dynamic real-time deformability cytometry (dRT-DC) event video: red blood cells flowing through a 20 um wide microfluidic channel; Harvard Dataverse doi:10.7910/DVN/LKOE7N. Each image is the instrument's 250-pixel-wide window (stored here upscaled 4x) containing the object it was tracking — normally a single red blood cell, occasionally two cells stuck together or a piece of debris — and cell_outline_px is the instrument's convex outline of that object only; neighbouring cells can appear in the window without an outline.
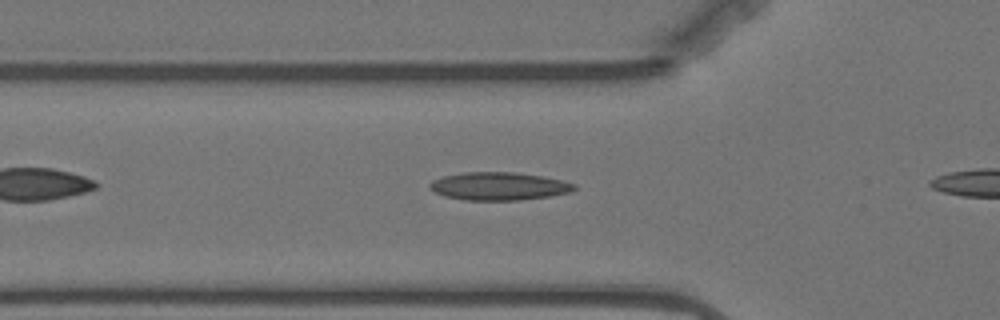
{"species": "Egyptian fruit bat (a non-hibernating species)", "species_latin": "Rousettus aegyptiacus", "temperature_condition": "warm", "stored_images_in_passage": 18, "camera_frame_rate_fps": 3000, "um_per_image_px": 0.085, "animal": {"sex": "female"}, "frame": {"image": 1, "passage_image": 2, "time_ms": 0.333, "image_size_px": [1000, 320], "cell_outline_px": [[576, 188], [572, 192], [548, 196], [520, 200], [464, 200], [444, 196], [428, 188], [428, 184], [432, 180], [444, 176], [464, 172], [512, 172], [540, 176], [560, 180], [576, 184]], "centroid_in_image_um": [42.37, 15.83], "position_along_channel_um": 83.4, "area_um2": 23.47}}
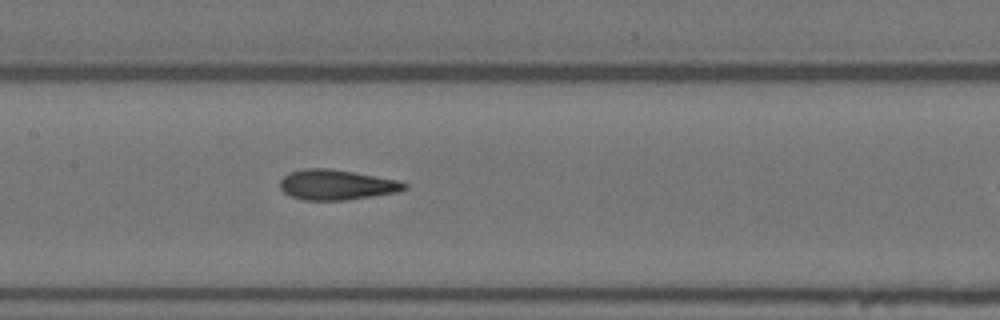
{"frame": {"image": 2, "passage_image": 10, "time_ms": 3.0, "image_size_px": [1000, 320], "cell_outline_px": [[408, 188], [400, 192], [344, 200], [304, 200], [292, 196], [284, 192], [280, 188], [280, 180], [288, 172], [304, 168], [328, 168], [400, 180], [408, 184]], "centroid_in_image_um": [28.63, 15.7], "position_along_channel_um": 178.8, "area_um2": 21.96}}
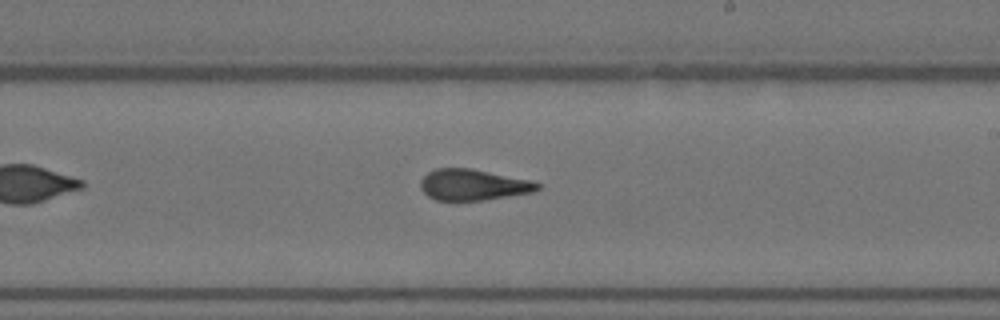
{"frame": {"image": 3, "passage_image": 16, "time_ms": 5.0, "image_size_px": [1000, 320], "cell_outline_px": [[540, 188], [532, 192], [484, 200], [436, 200], [428, 196], [420, 188], [420, 180], [428, 172], [436, 168], [472, 168], [532, 180], [540, 184]], "centroid_in_image_um": [40.21, 15.69], "position_along_channel_um": 248.8, "area_um2": 21.21}}